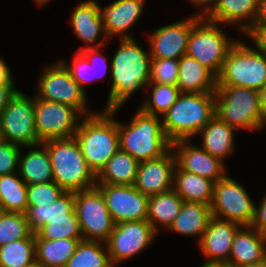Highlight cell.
Instances as JSON below:
<instances>
[{
  "label": "cell",
  "mask_w": 266,
  "mask_h": 267,
  "mask_svg": "<svg viewBox=\"0 0 266 267\" xmlns=\"http://www.w3.org/2000/svg\"><path fill=\"white\" fill-rule=\"evenodd\" d=\"M219 25L201 17L192 26L186 51L216 77L222 70L228 51L237 42L228 37Z\"/></svg>",
  "instance_id": "ba28073f"
},
{
  "label": "cell",
  "mask_w": 266,
  "mask_h": 267,
  "mask_svg": "<svg viewBox=\"0 0 266 267\" xmlns=\"http://www.w3.org/2000/svg\"><path fill=\"white\" fill-rule=\"evenodd\" d=\"M31 233L25 213L7 212L0 222V247L14 240L27 238Z\"/></svg>",
  "instance_id": "74e56055"
},
{
  "label": "cell",
  "mask_w": 266,
  "mask_h": 267,
  "mask_svg": "<svg viewBox=\"0 0 266 267\" xmlns=\"http://www.w3.org/2000/svg\"><path fill=\"white\" fill-rule=\"evenodd\" d=\"M240 267H266V259L264 261H261L259 263L251 264V265H244Z\"/></svg>",
  "instance_id": "816d5d0a"
},
{
  "label": "cell",
  "mask_w": 266,
  "mask_h": 267,
  "mask_svg": "<svg viewBox=\"0 0 266 267\" xmlns=\"http://www.w3.org/2000/svg\"><path fill=\"white\" fill-rule=\"evenodd\" d=\"M10 68L5 64V61L0 57V84L14 83Z\"/></svg>",
  "instance_id": "c3c4849f"
},
{
  "label": "cell",
  "mask_w": 266,
  "mask_h": 267,
  "mask_svg": "<svg viewBox=\"0 0 266 267\" xmlns=\"http://www.w3.org/2000/svg\"><path fill=\"white\" fill-rule=\"evenodd\" d=\"M146 87H152V97L146 98L140 109L147 114L158 117L163 116L181 94L177 86L149 83Z\"/></svg>",
  "instance_id": "8d00e7d4"
},
{
  "label": "cell",
  "mask_w": 266,
  "mask_h": 267,
  "mask_svg": "<svg viewBox=\"0 0 266 267\" xmlns=\"http://www.w3.org/2000/svg\"><path fill=\"white\" fill-rule=\"evenodd\" d=\"M255 206L245 188L227 175L214 184L213 200L210 205L214 217L240 226H251Z\"/></svg>",
  "instance_id": "7c38bea8"
},
{
  "label": "cell",
  "mask_w": 266,
  "mask_h": 267,
  "mask_svg": "<svg viewBox=\"0 0 266 267\" xmlns=\"http://www.w3.org/2000/svg\"><path fill=\"white\" fill-rule=\"evenodd\" d=\"M190 139L172 142L176 165L183 171L194 173L213 180L215 183L226 176L224 162L205 151L202 147L193 146Z\"/></svg>",
  "instance_id": "e0dca14e"
},
{
  "label": "cell",
  "mask_w": 266,
  "mask_h": 267,
  "mask_svg": "<svg viewBox=\"0 0 266 267\" xmlns=\"http://www.w3.org/2000/svg\"><path fill=\"white\" fill-rule=\"evenodd\" d=\"M266 85V56L241 40L228 51L217 86H238L262 90Z\"/></svg>",
  "instance_id": "52a82bcc"
},
{
  "label": "cell",
  "mask_w": 266,
  "mask_h": 267,
  "mask_svg": "<svg viewBox=\"0 0 266 267\" xmlns=\"http://www.w3.org/2000/svg\"><path fill=\"white\" fill-rule=\"evenodd\" d=\"M266 259V237L251 226H242L235 234L228 267L259 263Z\"/></svg>",
  "instance_id": "7402d4cb"
},
{
  "label": "cell",
  "mask_w": 266,
  "mask_h": 267,
  "mask_svg": "<svg viewBox=\"0 0 266 267\" xmlns=\"http://www.w3.org/2000/svg\"><path fill=\"white\" fill-rule=\"evenodd\" d=\"M6 213L7 212L0 206V222L2 221V218Z\"/></svg>",
  "instance_id": "9f6ffc18"
},
{
  "label": "cell",
  "mask_w": 266,
  "mask_h": 267,
  "mask_svg": "<svg viewBox=\"0 0 266 267\" xmlns=\"http://www.w3.org/2000/svg\"><path fill=\"white\" fill-rule=\"evenodd\" d=\"M237 223L212 217L200 242V250L206 256L204 264L225 265L232 249L236 232L241 228Z\"/></svg>",
  "instance_id": "d6986e66"
},
{
  "label": "cell",
  "mask_w": 266,
  "mask_h": 267,
  "mask_svg": "<svg viewBox=\"0 0 266 267\" xmlns=\"http://www.w3.org/2000/svg\"><path fill=\"white\" fill-rule=\"evenodd\" d=\"M177 87L181 93H215L217 77L193 57L185 54L179 59Z\"/></svg>",
  "instance_id": "cb8c5ba5"
},
{
  "label": "cell",
  "mask_w": 266,
  "mask_h": 267,
  "mask_svg": "<svg viewBox=\"0 0 266 267\" xmlns=\"http://www.w3.org/2000/svg\"><path fill=\"white\" fill-rule=\"evenodd\" d=\"M19 177L18 172L0 175V206L6 212L27 210L28 185Z\"/></svg>",
  "instance_id": "d6a6232c"
},
{
  "label": "cell",
  "mask_w": 266,
  "mask_h": 267,
  "mask_svg": "<svg viewBox=\"0 0 266 267\" xmlns=\"http://www.w3.org/2000/svg\"><path fill=\"white\" fill-rule=\"evenodd\" d=\"M213 217L210 205L184 202L179 214L168 230L185 236H198V243Z\"/></svg>",
  "instance_id": "484cf974"
},
{
  "label": "cell",
  "mask_w": 266,
  "mask_h": 267,
  "mask_svg": "<svg viewBox=\"0 0 266 267\" xmlns=\"http://www.w3.org/2000/svg\"><path fill=\"white\" fill-rule=\"evenodd\" d=\"M75 210V192L66 191L49 206H27L28 227L36 233L50 219L67 218Z\"/></svg>",
  "instance_id": "4dcf8cb0"
},
{
  "label": "cell",
  "mask_w": 266,
  "mask_h": 267,
  "mask_svg": "<svg viewBox=\"0 0 266 267\" xmlns=\"http://www.w3.org/2000/svg\"><path fill=\"white\" fill-rule=\"evenodd\" d=\"M65 192L54 181L28 185L27 206H49Z\"/></svg>",
  "instance_id": "f35d334b"
},
{
  "label": "cell",
  "mask_w": 266,
  "mask_h": 267,
  "mask_svg": "<svg viewBox=\"0 0 266 267\" xmlns=\"http://www.w3.org/2000/svg\"><path fill=\"white\" fill-rule=\"evenodd\" d=\"M56 63V64H55ZM43 69L38 79V93L34 98L64 103L76 108L84 116L91 115L87 109L86 91L72 78L71 73L59 60Z\"/></svg>",
  "instance_id": "30bf717a"
},
{
  "label": "cell",
  "mask_w": 266,
  "mask_h": 267,
  "mask_svg": "<svg viewBox=\"0 0 266 267\" xmlns=\"http://www.w3.org/2000/svg\"><path fill=\"white\" fill-rule=\"evenodd\" d=\"M99 50V48H84L80 51L88 59L90 65L94 67V72L96 75L95 78L97 79L104 77L108 71L107 59L102 55V53L99 52Z\"/></svg>",
  "instance_id": "7bdbcfd3"
},
{
  "label": "cell",
  "mask_w": 266,
  "mask_h": 267,
  "mask_svg": "<svg viewBox=\"0 0 266 267\" xmlns=\"http://www.w3.org/2000/svg\"><path fill=\"white\" fill-rule=\"evenodd\" d=\"M75 53L76 54L74 55L72 65L66 64L64 59H61L60 61L69 70L72 78L85 91V83L91 82L94 79L96 80L94 73L92 74V72H94V67L90 65L88 59L80 51H77ZM90 74H92L93 76Z\"/></svg>",
  "instance_id": "60d3db41"
},
{
  "label": "cell",
  "mask_w": 266,
  "mask_h": 267,
  "mask_svg": "<svg viewBox=\"0 0 266 267\" xmlns=\"http://www.w3.org/2000/svg\"><path fill=\"white\" fill-rule=\"evenodd\" d=\"M176 158L172 148L164 155L141 161L135 188L146 196H153L173 189Z\"/></svg>",
  "instance_id": "ac0fdd59"
},
{
  "label": "cell",
  "mask_w": 266,
  "mask_h": 267,
  "mask_svg": "<svg viewBox=\"0 0 266 267\" xmlns=\"http://www.w3.org/2000/svg\"><path fill=\"white\" fill-rule=\"evenodd\" d=\"M83 239H35L36 262L43 267H65Z\"/></svg>",
  "instance_id": "1f68e13d"
},
{
  "label": "cell",
  "mask_w": 266,
  "mask_h": 267,
  "mask_svg": "<svg viewBox=\"0 0 266 267\" xmlns=\"http://www.w3.org/2000/svg\"><path fill=\"white\" fill-rule=\"evenodd\" d=\"M193 17L172 24L161 26L150 35L149 48L152 59H177L186 54L192 26L200 19Z\"/></svg>",
  "instance_id": "2e32d148"
},
{
  "label": "cell",
  "mask_w": 266,
  "mask_h": 267,
  "mask_svg": "<svg viewBox=\"0 0 266 267\" xmlns=\"http://www.w3.org/2000/svg\"><path fill=\"white\" fill-rule=\"evenodd\" d=\"M0 139L22 146L39 145L35 126L34 97L17 93L0 115Z\"/></svg>",
  "instance_id": "9c48e42d"
},
{
  "label": "cell",
  "mask_w": 266,
  "mask_h": 267,
  "mask_svg": "<svg viewBox=\"0 0 266 267\" xmlns=\"http://www.w3.org/2000/svg\"><path fill=\"white\" fill-rule=\"evenodd\" d=\"M156 234L147 220L115 224L113 232L106 241L111 264L116 267L124 260L141 253L154 241Z\"/></svg>",
  "instance_id": "5bb4252c"
},
{
  "label": "cell",
  "mask_w": 266,
  "mask_h": 267,
  "mask_svg": "<svg viewBox=\"0 0 266 267\" xmlns=\"http://www.w3.org/2000/svg\"><path fill=\"white\" fill-rule=\"evenodd\" d=\"M195 6H202L203 10L200 13H196L198 17H206L217 5L219 0H189Z\"/></svg>",
  "instance_id": "7dc6e473"
},
{
  "label": "cell",
  "mask_w": 266,
  "mask_h": 267,
  "mask_svg": "<svg viewBox=\"0 0 266 267\" xmlns=\"http://www.w3.org/2000/svg\"><path fill=\"white\" fill-rule=\"evenodd\" d=\"M251 227L266 237V195L259 206H255V215Z\"/></svg>",
  "instance_id": "f6af8a7d"
},
{
  "label": "cell",
  "mask_w": 266,
  "mask_h": 267,
  "mask_svg": "<svg viewBox=\"0 0 266 267\" xmlns=\"http://www.w3.org/2000/svg\"><path fill=\"white\" fill-rule=\"evenodd\" d=\"M118 110H103L83 117L75 133L88 167L95 175L120 149L118 121L113 116Z\"/></svg>",
  "instance_id": "7a4b0ae2"
},
{
  "label": "cell",
  "mask_w": 266,
  "mask_h": 267,
  "mask_svg": "<svg viewBox=\"0 0 266 267\" xmlns=\"http://www.w3.org/2000/svg\"><path fill=\"white\" fill-rule=\"evenodd\" d=\"M70 20L73 31L78 38L89 44V46H81L78 51L84 48H101V46H104V40L109 39L99 13V3L95 0L80 2L72 11ZM101 35H103L102 40L98 42L97 39Z\"/></svg>",
  "instance_id": "ffe728a7"
},
{
  "label": "cell",
  "mask_w": 266,
  "mask_h": 267,
  "mask_svg": "<svg viewBox=\"0 0 266 267\" xmlns=\"http://www.w3.org/2000/svg\"><path fill=\"white\" fill-rule=\"evenodd\" d=\"M49 152L53 181L65 191H82L96 186V175L88 167L75 137L42 143Z\"/></svg>",
  "instance_id": "5b68a950"
},
{
  "label": "cell",
  "mask_w": 266,
  "mask_h": 267,
  "mask_svg": "<svg viewBox=\"0 0 266 267\" xmlns=\"http://www.w3.org/2000/svg\"><path fill=\"white\" fill-rule=\"evenodd\" d=\"M41 147V149H37ZM28 152L18 159V174L27 184H37L53 181L52 166L46 147L39 145L27 146Z\"/></svg>",
  "instance_id": "d4e9b609"
},
{
  "label": "cell",
  "mask_w": 266,
  "mask_h": 267,
  "mask_svg": "<svg viewBox=\"0 0 266 267\" xmlns=\"http://www.w3.org/2000/svg\"><path fill=\"white\" fill-rule=\"evenodd\" d=\"M36 261L35 233L0 247V267H24Z\"/></svg>",
  "instance_id": "e575fe53"
},
{
  "label": "cell",
  "mask_w": 266,
  "mask_h": 267,
  "mask_svg": "<svg viewBox=\"0 0 266 267\" xmlns=\"http://www.w3.org/2000/svg\"><path fill=\"white\" fill-rule=\"evenodd\" d=\"M120 41L118 51L109 65L112 84L104 110L120 109L131 95L150 82V51L144 50L134 38Z\"/></svg>",
  "instance_id": "6da1fadb"
},
{
  "label": "cell",
  "mask_w": 266,
  "mask_h": 267,
  "mask_svg": "<svg viewBox=\"0 0 266 267\" xmlns=\"http://www.w3.org/2000/svg\"><path fill=\"white\" fill-rule=\"evenodd\" d=\"M22 146L0 139V175L18 172V159Z\"/></svg>",
  "instance_id": "b9f144b4"
},
{
  "label": "cell",
  "mask_w": 266,
  "mask_h": 267,
  "mask_svg": "<svg viewBox=\"0 0 266 267\" xmlns=\"http://www.w3.org/2000/svg\"><path fill=\"white\" fill-rule=\"evenodd\" d=\"M254 25H266V0H259V9Z\"/></svg>",
  "instance_id": "681fc988"
},
{
  "label": "cell",
  "mask_w": 266,
  "mask_h": 267,
  "mask_svg": "<svg viewBox=\"0 0 266 267\" xmlns=\"http://www.w3.org/2000/svg\"><path fill=\"white\" fill-rule=\"evenodd\" d=\"M35 239H83L76 210L67 218L50 219L36 233Z\"/></svg>",
  "instance_id": "d590c367"
},
{
  "label": "cell",
  "mask_w": 266,
  "mask_h": 267,
  "mask_svg": "<svg viewBox=\"0 0 266 267\" xmlns=\"http://www.w3.org/2000/svg\"><path fill=\"white\" fill-rule=\"evenodd\" d=\"M245 35L251 37L256 49L266 56V25H254Z\"/></svg>",
  "instance_id": "ee69618b"
},
{
  "label": "cell",
  "mask_w": 266,
  "mask_h": 267,
  "mask_svg": "<svg viewBox=\"0 0 266 267\" xmlns=\"http://www.w3.org/2000/svg\"><path fill=\"white\" fill-rule=\"evenodd\" d=\"M17 91L18 90L14 87V83L0 84V115Z\"/></svg>",
  "instance_id": "bcb514c9"
},
{
  "label": "cell",
  "mask_w": 266,
  "mask_h": 267,
  "mask_svg": "<svg viewBox=\"0 0 266 267\" xmlns=\"http://www.w3.org/2000/svg\"><path fill=\"white\" fill-rule=\"evenodd\" d=\"M35 126L41 143L50 139L72 138L84 116L76 108L57 102L34 98Z\"/></svg>",
  "instance_id": "4fadbf2b"
},
{
  "label": "cell",
  "mask_w": 266,
  "mask_h": 267,
  "mask_svg": "<svg viewBox=\"0 0 266 267\" xmlns=\"http://www.w3.org/2000/svg\"><path fill=\"white\" fill-rule=\"evenodd\" d=\"M258 9L259 0H219L205 18L219 24L235 25L239 31L246 33L255 24Z\"/></svg>",
  "instance_id": "603a6c76"
},
{
  "label": "cell",
  "mask_w": 266,
  "mask_h": 267,
  "mask_svg": "<svg viewBox=\"0 0 266 267\" xmlns=\"http://www.w3.org/2000/svg\"><path fill=\"white\" fill-rule=\"evenodd\" d=\"M179 76V60L152 59L149 83L177 86Z\"/></svg>",
  "instance_id": "ab89813d"
},
{
  "label": "cell",
  "mask_w": 266,
  "mask_h": 267,
  "mask_svg": "<svg viewBox=\"0 0 266 267\" xmlns=\"http://www.w3.org/2000/svg\"><path fill=\"white\" fill-rule=\"evenodd\" d=\"M235 128L220 120L216 115L197 133L202 135L200 146L223 162L234 150Z\"/></svg>",
  "instance_id": "83f0119b"
},
{
  "label": "cell",
  "mask_w": 266,
  "mask_h": 267,
  "mask_svg": "<svg viewBox=\"0 0 266 267\" xmlns=\"http://www.w3.org/2000/svg\"><path fill=\"white\" fill-rule=\"evenodd\" d=\"M75 210L83 240L102 242L108 240L115 223L102 192L96 186L75 192Z\"/></svg>",
  "instance_id": "8fae6325"
},
{
  "label": "cell",
  "mask_w": 266,
  "mask_h": 267,
  "mask_svg": "<svg viewBox=\"0 0 266 267\" xmlns=\"http://www.w3.org/2000/svg\"><path fill=\"white\" fill-rule=\"evenodd\" d=\"M213 180L181 170L177 165L174 171L173 190L184 202H199L211 205L214 193Z\"/></svg>",
  "instance_id": "4316f807"
},
{
  "label": "cell",
  "mask_w": 266,
  "mask_h": 267,
  "mask_svg": "<svg viewBox=\"0 0 266 267\" xmlns=\"http://www.w3.org/2000/svg\"><path fill=\"white\" fill-rule=\"evenodd\" d=\"M105 244L106 251L103 250ZM65 267H114L111 264L106 242L81 240Z\"/></svg>",
  "instance_id": "836d02e7"
},
{
  "label": "cell",
  "mask_w": 266,
  "mask_h": 267,
  "mask_svg": "<svg viewBox=\"0 0 266 267\" xmlns=\"http://www.w3.org/2000/svg\"><path fill=\"white\" fill-rule=\"evenodd\" d=\"M139 163L119 149L96 175V184L134 185Z\"/></svg>",
  "instance_id": "f1b7e54d"
},
{
  "label": "cell",
  "mask_w": 266,
  "mask_h": 267,
  "mask_svg": "<svg viewBox=\"0 0 266 267\" xmlns=\"http://www.w3.org/2000/svg\"><path fill=\"white\" fill-rule=\"evenodd\" d=\"M215 115L236 130H260L266 125L259 106V91L238 86H217Z\"/></svg>",
  "instance_id": "8992f818"
},
{
  "label": "cell",
  "mask_w": 266,
  "mask_h": 267,
  "mask_svg": "<svg viewBox=\"0 0 266 267\" xmlns=\"http://www.w3.org/2000/svg\"><path fill=\"white\" fill-rule=\"evenodd\" d=\"M145 1L116 0L105 8H102L99 4V13L103 20L107 37L121 35V39L132 38L128 31L142 15Z\"/></svg>",
  "instance_id": "44dd1931"
},
{
  "label": "cell",
  "mask_w": 266,
  "mask_h": 267,
  "mask_svg": "<svg viewBox=\"0 0 266 267\" xmlns=\"http://www.w3.org/2000/svg\"><path fill=\"white\" fill-rule=\"evenodd\" d=\"M259 106L263 118L266 120V85L259 91Z\"/></svg>",
  "instance_id": "f907efd6"
},
{
  "label": "cell",
  "mask_w": 266,
  "mask_h": 267,
  "mask_svg": "<svg viewBox=\"0 0 266 267\" xmlns=\"http://www.w3.org/2000/svg\"><path fill=\"white\" fill-rule=\"evenodd\" d=\"M24 267H43L42 265H40L38 262H34V263H32V264H29V265H27V266H24Z\"/></svg>",
  "instance_id": "11a10c76"
},
{
  "label": "cell",
  "mask_w": 266,
  "mask_h": 267,
  "mask_svg": "<svg viewBox=\"0 0 266 267\" xmlns=\"http://www.w3.org/2000/svg\"><path fill=\"white\" fill-rule=\"evenodd\" d=\"M137 110L130 123L124 125L118 121L120 149L139 162L166 154L172 148V141L164 132L162 119Z\"/></svg>",
  "instance_id": "3957f363"
},
{
  "label": "cell",
  "mask_w": 266,
  "mask_h": 267,
  "mask_svg": "<svg viewBox=\"0 0 266 267\" xmlns=\"http://www.w3.org/2000/svg\"><path fill=\"white\" fill-rule=\"evenodd\" d=\"M215 116V93H181L163 115V129L173 142L191 139Z\"/></svg>",
  "instance_id": "277c9868"
},
{
  "label": "cell",
  "mask_w": 266,
  "mask_h": 267,
  "mask_svg": "<svg viewBox=\"0 0 266 267\" xmlns=\"http://www.w3.org/2000/svg\"><path fill=\"white\" fill-rule=\"evenodd\" d=\"M184 201L172 189L170 191L149 196L147 221L158 232V226L169 229L180 212Z\"/></svg>",
  "instance_id": "f546056e"
},
{
  "label": "cell",
  "mask_w": 266,
  "mask_h": 267,
  "mask_svg": "<svg viewBox=\"0 0 266 267\" xmlns=\"http://www.w3.org/2000/svg\"><path fill=\"white\" fill-rule=\"evenodd\" d=\"M115 224L147 220L149 197L134 185L96 184Z\"/></svg>",
  "instance_id": "9a60e30c"
},
{
  "label": "cell",
  "mask_w": 266,
  "mask_h": 267,
  "mask_svg": "<svg viewBox=\"0 0 266 267\" xmlns=\"http://www.w3.org/2000/svg\"><path fill=\"white\" fill-rule=\"evenodd\" d=\"M200 267H228L226 265H216V264H202Z\"/></svg>",
  "instance_id": "f5cc1de1"
},
{
  "label": "cell",
  "mask_w": 266,
  "mask_h": 267,
  "mask_svg": "<svg viewBox=\"0 0 266 267\" xmlns=\"http://www.w3.org/2000/svg\"><path fill=\"white\" fill-rule=\"evenodd\" d=\"M50 0H35L34 2H36V4L38 6H42L45 5L46 3H49Z\"/></svg>",
  "instance_id": "db71d44e"
}]
</instances>
